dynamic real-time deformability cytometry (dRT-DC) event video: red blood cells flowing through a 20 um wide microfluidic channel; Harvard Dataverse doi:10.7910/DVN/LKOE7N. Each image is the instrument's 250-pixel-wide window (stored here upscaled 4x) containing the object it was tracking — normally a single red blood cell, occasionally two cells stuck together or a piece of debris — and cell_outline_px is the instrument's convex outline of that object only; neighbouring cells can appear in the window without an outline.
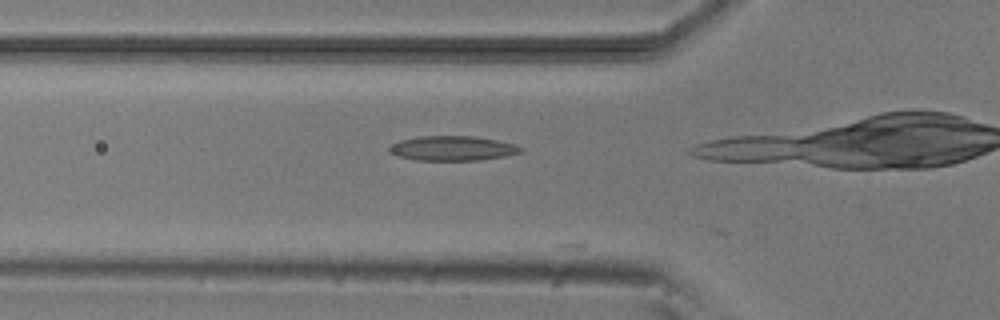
{"species": "common noctule bat (a hibernating species)", "species_latin": "Nyctalus noctula", "temperature_condition": "room temperature", "stored_images_in_passage": 6, "camera_frame_rate_fps": 3000, "um_per_image_px": 0.085, "animal": {"sex": "male", "body_mass_g": 20.5, "forearm_length_mm": 52.5}, "frame": {"image": 1, "passage_image": 5, "time_ms": 1.333, "image_size_px": [1000, 320], "cell_outline_px": [[524, 152], [504, 156], [480, 160], [416, 160], [400, 156], [388, 152], [388, 148], [392, 144], [400, 140], [420, 136], [472, 136], [496, 140], [516, 144], [524, 148]], "centroid_in_image_um": [38.49, 12.6], "position_along_channel_um": 87.3, "area_um2": 18.9}}